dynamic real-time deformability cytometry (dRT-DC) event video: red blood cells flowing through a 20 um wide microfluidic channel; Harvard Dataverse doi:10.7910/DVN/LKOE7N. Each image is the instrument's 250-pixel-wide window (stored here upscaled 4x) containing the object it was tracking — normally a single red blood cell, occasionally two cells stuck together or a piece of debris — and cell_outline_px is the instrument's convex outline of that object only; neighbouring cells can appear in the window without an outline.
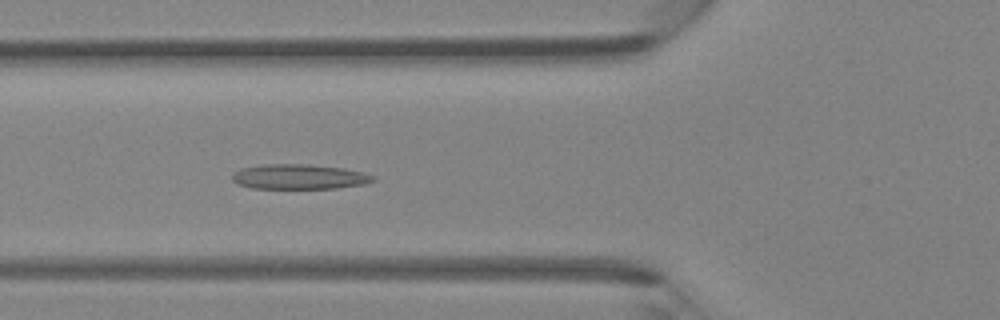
{"species": "Egyptian fruit bat (a non-hibernating species)", "species_latin": "Rousettus aegyptiacus", "temperature_condition": "room temperature", "stored_images_in_passage": 45, "camera_frame_rate_fps": 3000, "um_per_image_px": 0.085, "animal": {"sex": "female"}, "frame": {"image": 1, "passage_image": 16, "time_ms": 5.0, "image_size_px": [1000, 320], "cell_outline_px": [[376, 180], [364, 184], [336, 188], [252, 188], [236, 184], [232, 180], [232, 172], [240, 168], [264, 164], [308, 164], [344, 168], [364, 172], [376, 176]], "centroid_in_image_um": [25.42, 15.01], "position_along_channel_um": 100.4, "area_um2": 20.69}}
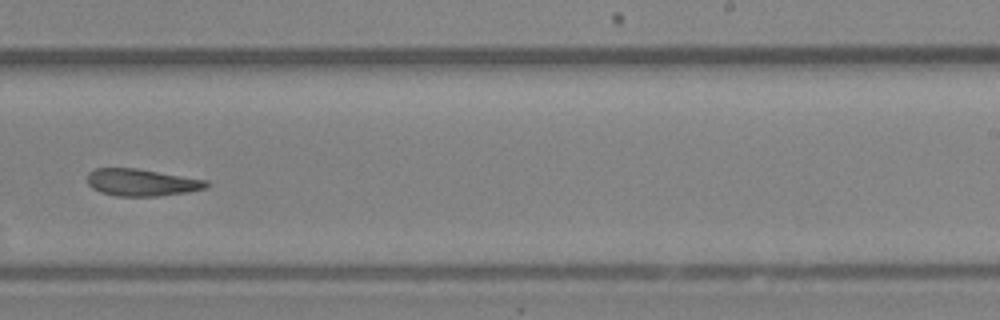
{"frame": {"image": 2, "passage_image": 28, "time_ms": 9.0, "image_size_px": [1000, 320], "cell_outline_px": [[208, 184], [204, 188], [188, 192], [156, 196], [116, 196], [100, 192], [92, 188], [88, 184], [88, 172], [96, 168], [136, 168], [208, 180]], "centroid_in_image_um": [12.01, 15.5], "position_along_channel_um": 277.0, "area_um2": 18.73}}
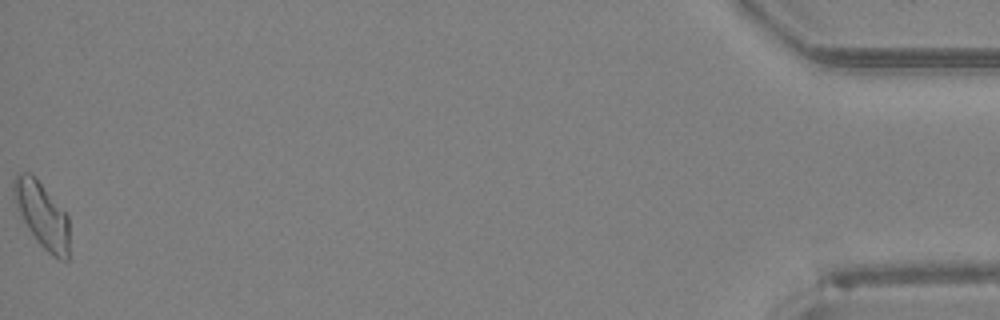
{"frame": {"image": 3, "passage_image": 45, "time_ms": 14.667, "image_size_px": [1000, 320], "cell_outline_px": [[68, 260], [60, 260], [52, 256], [36, 240], [28, 228], [20, 212], [12, 192], [12, 180], [16, 172], [28, 172], [36, 176], [68, 216]], "centroid_in_image_um": [3.56, 18.22], "position_along_channel_um": 431.6, "area_um2": 21.15}}